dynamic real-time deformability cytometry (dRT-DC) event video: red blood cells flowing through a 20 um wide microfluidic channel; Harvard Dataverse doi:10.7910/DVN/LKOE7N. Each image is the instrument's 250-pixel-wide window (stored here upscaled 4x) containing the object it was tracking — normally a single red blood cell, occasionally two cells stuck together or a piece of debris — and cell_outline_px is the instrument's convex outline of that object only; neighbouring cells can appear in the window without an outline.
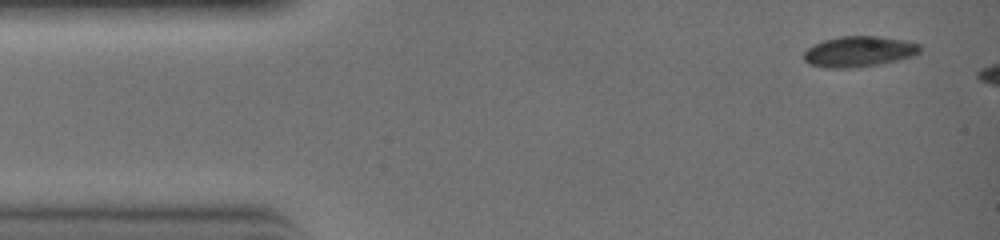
{"species": "common noctule bat (a hibernating species)", "species_latin": "Nyctalus noctula", "temperature_condition": "warm", "stored_images_in_passage": 3, "camera_frame_rate_fps": 3000, "um_per_image_px": 0.085, "animal": {"sex": "female", "body_mass_g": 19.0, "forearm_length_mm": 51.5}, "frame": {"image": 1, "passage_image": 1, "time_ms": 0.0, "image_size_px": [1000, 240], "cell_outline_px": [[920, 52], [912, 56], [896, 60], [876, 64], [848, 68], [828, 68], [808, 64], [804, 60], [804, 52], [808, 48], [824, 40], [840, 36], [876, 36], [904, 40], [920, 44]], "centroid_in_image_um": [72.99, 4.38], "position_along_channel_um": 12.0, "area_um2": 20.46}}